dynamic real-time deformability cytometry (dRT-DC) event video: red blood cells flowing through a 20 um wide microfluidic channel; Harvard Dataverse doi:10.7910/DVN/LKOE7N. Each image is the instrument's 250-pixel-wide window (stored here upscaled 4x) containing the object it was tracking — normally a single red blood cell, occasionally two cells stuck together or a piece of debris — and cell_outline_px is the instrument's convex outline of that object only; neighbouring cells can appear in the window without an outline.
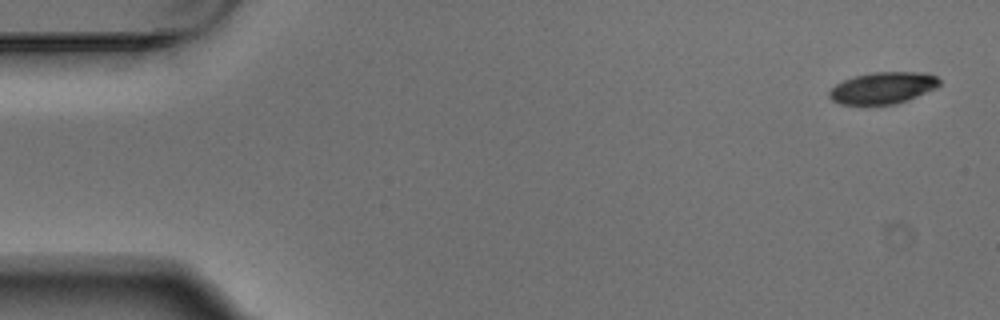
{"species": "Egyptian fruit bat (a non-hibernating species)", "species_latin": "Rousettus aegyptiacus", "temperature_condition": "warm", "stored_images_in_passage": 5, "camera_frame_rate_fps": 3000, "um_per_image_px": 0.085, "animal": {"sex": "male"}, "frame": {"image": 1, "passage_image": 1, "time_ms": 0.0, "image_size_px": [1000, 320], "cell_outline_px": [[940, 84], [936, 88], [908, 100], [892, 104], [840, 104], [832, 100], [828, 96], [828, 92], [836, 84], [844, 80], [856, 76], [872, 72], [928, 72], [936, 76], [940, 80]], "centroid_in_image_um": [75.07, 7.46], "position_along_channel_um": 9.9, "area_um2": 20.29}}